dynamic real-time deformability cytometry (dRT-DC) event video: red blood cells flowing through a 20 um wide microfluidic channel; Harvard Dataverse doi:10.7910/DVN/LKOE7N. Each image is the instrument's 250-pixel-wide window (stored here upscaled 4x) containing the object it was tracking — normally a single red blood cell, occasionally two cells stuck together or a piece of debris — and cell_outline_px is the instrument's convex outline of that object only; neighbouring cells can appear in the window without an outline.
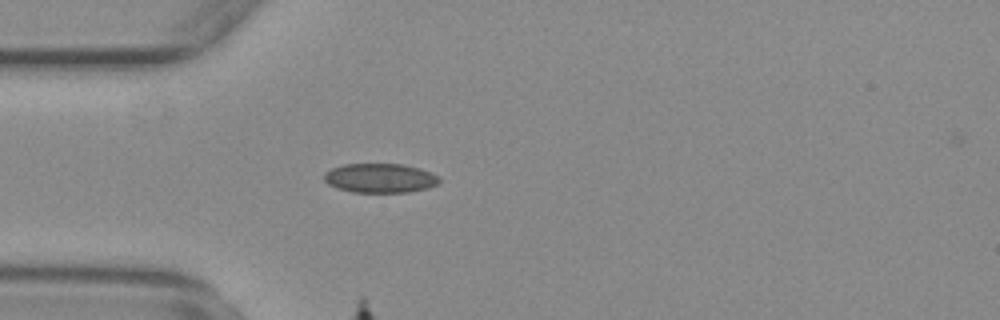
{"species": "common noctule bat (a hibernating species)", "species_latin": "Nyctalus noctula", "temperature_condition": "warm", "stored_images_in_passage": 20, "camera_frame_rate_fps": 3000, "um_per_image_px": 0.085, "animal": {"sex": "female", "body_mass_g": 29.2, "forearm_length_mm": 56.3}, "frame": {"image": 1, "passage_image": 15, "time_ms": 4.667, "image_size_px": [1000, 320], "cell_outline_px": [[440, 184], [428, 188], [408, 192], [352, 192], [336, 188], [328, 184], [324, 180], [324, 172], [332, 168], [344, 164], [400, 164], [420, 168], [432, 172], [440, 180]], "centroid_in_image_um": [32.3, 15.14], "position_along_channel_um": 52.7, "area_um2": 19.77}}